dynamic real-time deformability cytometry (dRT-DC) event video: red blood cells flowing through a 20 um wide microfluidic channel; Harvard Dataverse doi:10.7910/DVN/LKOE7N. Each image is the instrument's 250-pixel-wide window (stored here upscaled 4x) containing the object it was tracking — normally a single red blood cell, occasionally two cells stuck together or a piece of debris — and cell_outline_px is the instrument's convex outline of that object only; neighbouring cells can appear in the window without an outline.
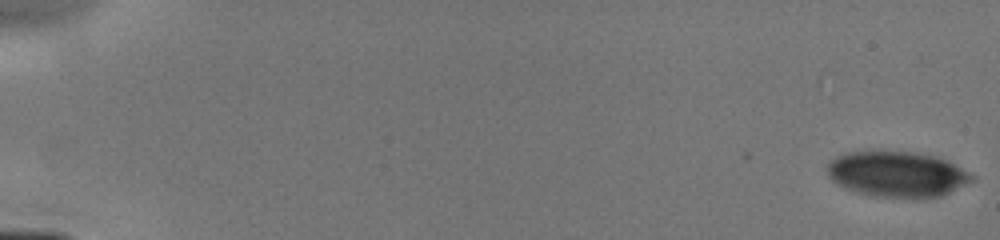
{"species": "human", "species_latin": "Homo sapiens", "temperature_condition": "cold", "stored_images_in_passage": 17, "camera_frame_rate_fps": 3000, "um_per_image_px": 0.085, "donor": {"sex": "male"}, "frame": {"image": 1, "passage_image": 1, "time_ms": 0.0, "image_size_px": [1000, 240], "cell_outline_px": [[976, 180], [940, 196], [908, 200], [872, 196], [856, 192], [844, 188], [836, 184], [828, 176], [828, 164], [836, 156], [844, 152], [880, 148], [912, 152], [936, 156], [976, 176]], "centroid_in_image_um": [76.21, 14.79], "position_along_channel_um": 8.8, "area_um2": 39.71}}
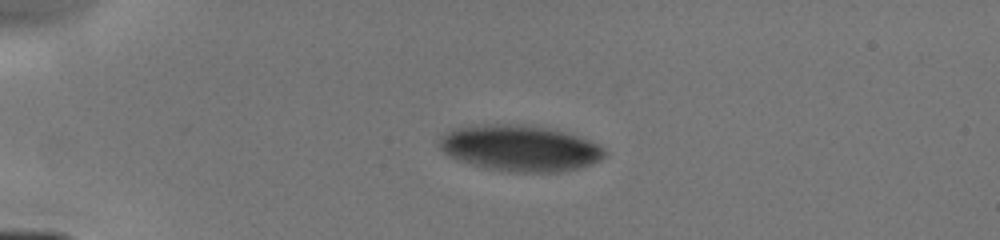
{"frame": {"image": 2, "passage_image": 11, "time_ms": 4.0, "image_size_px": [1000, 240], "cell_outline_px": [[608, 152], [600, 160], [592, 164], [580, 168], [564, 172], [516, 172], [488, 168], [456, 160], [448, 156], [436, 144], [436, 136], [452, 128], [484, 124], [520, 124], [548, 128], [564, 132], [600, 144]], "centroid_in_image_um": [44.14, 12.59], "position_along_channel_um": 40.9, "area_um2": 44.91}}